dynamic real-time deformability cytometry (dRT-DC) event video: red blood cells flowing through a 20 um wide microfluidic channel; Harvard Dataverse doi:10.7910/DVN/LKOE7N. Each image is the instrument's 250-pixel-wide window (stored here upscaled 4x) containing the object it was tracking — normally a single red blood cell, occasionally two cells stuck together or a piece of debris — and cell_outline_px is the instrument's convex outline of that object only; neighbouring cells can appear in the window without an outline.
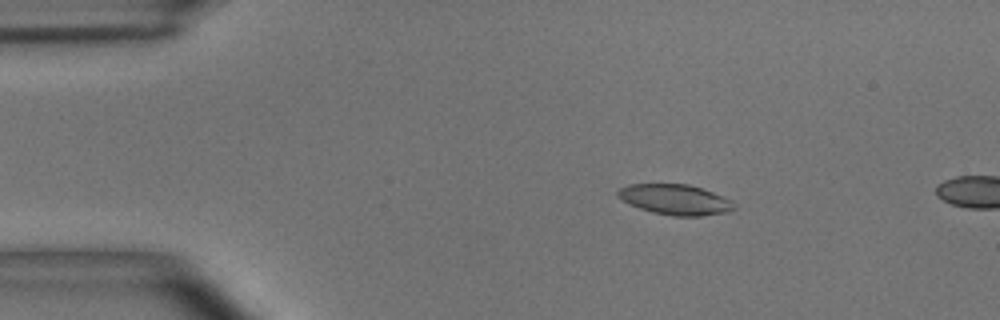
{"species": "common noctule bat (a hibernating species)", "species_latin": "Nyctalus noctula", "temperature_condition": "room temperature", "stored_images_in_passage": 12, "camera_frame_rate_fps": 3000, "um_per_image_px": 0.085, "animal": {"sex": "male", "body_mass_g": 15.6}, "frame": {"image": 1, "passage_image": 9, "time_ms": 2.667, "image_size_px": [1000, 320], "cell_outline_px": [[736, 208], [728, 212], [700, 216], [672, 216], [652, 212], [640, 208], [616, 196], [616, 192], [620, 188], [628, 184], [688, 184], [712, 192], [732, 200]], "centroid_in_image_um": [57.4, 16.96], "position_along_channel_um": 27.6, "area_um2": 20.46}}